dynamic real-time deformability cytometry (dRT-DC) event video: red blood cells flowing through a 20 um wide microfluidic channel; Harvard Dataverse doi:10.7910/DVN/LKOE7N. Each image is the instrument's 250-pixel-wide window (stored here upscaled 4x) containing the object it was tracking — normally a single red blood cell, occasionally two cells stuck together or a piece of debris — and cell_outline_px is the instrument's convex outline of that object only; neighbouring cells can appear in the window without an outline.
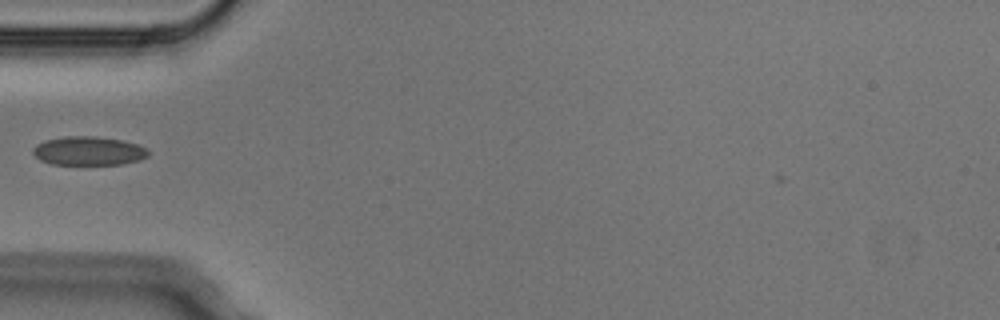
{"species": "Egyptian fruit bat (a non-hibernating species)", "species_latin": "Rousettus aegyptiacus", "temperature_condition": "cold", "stored_images_in_passage": 2, "camera_frame_rate_fps": 3000, "um_per_image_px": 0.085, "animal": {"sex": "male"}, "frame": {"image": 1, "passage_image": 1, "time_ms": 0.0, "image_size_px": [1000, 320], "cell_outline_px": [[148, 156], [140, 160], [124, 164], [52, 164], [40, 160], [32, 152], [32, 148], [36, 144], [44, 140], [64, 136], [92, 136], [120, 140], [136, 144], [144, 148], [148, 152]], "centroid_in_image_um": [7.48, 12.83], "position_along_channel_um": 77.5, "area_um2": 19.25}}
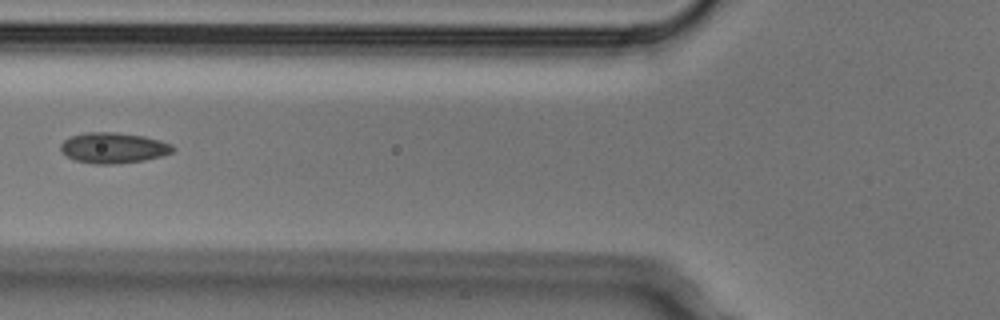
{"frame": {"image": 2, "passage_image": 2, "time_ms": 0.333, "image_size_px": [1000, 320], "cell_outline_px": [[176, 148], [172, 152], [160, 156], [144, 160], [116, 164], [96, 164], [72, 160], [60, 152], [60, 144], [64, 140], [72, 136], [84, 132], [116, 132], [144, 136], [160, 140], [172, 144]], "centroid_in_image_um": [9.61, 12.57], "position_along_channel_um": 116.2, "area_um2": 20.23}}